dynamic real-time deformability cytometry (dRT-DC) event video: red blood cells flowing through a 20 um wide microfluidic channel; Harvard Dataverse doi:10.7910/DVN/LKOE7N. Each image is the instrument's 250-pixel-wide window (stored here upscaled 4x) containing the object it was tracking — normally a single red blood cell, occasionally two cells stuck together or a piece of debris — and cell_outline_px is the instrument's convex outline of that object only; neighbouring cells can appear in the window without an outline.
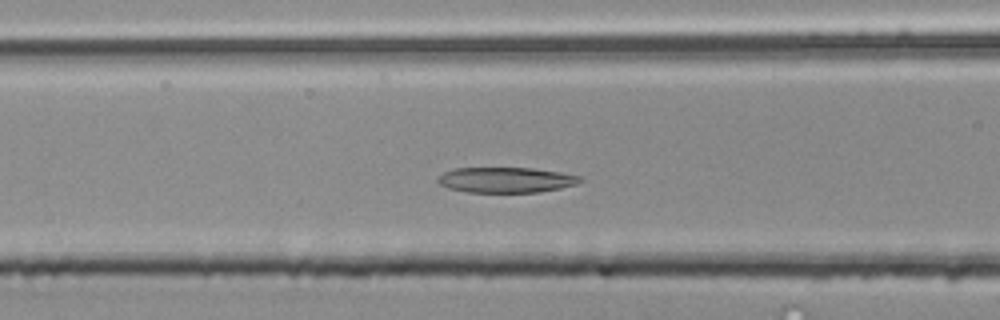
{"species": "common noctule bat (a hibernating species)", "species_latin": "Nyctalus noctula", "temperature_condition": "room temperature", "stored_images_in_passage": 47, "camera_frame_rate_fps": 3000, "um_per_image_px": 0.085, "animal": {"sex": "male", "body_mass_g": 20.4}, "frame": {"image": 1, "passage_image": 15, "time_ms": 4.667, "image_size_px": [1000, 320], "cell_outline_px": [[584, 180], [576, 184], [560, 188], [540, 192], [468, 192], [448, 188], [440, 184], [436, 180], [436, 176], [444, 172], [456, 168], [532, 168], [560, 172], [580, 176]], "centroid_in_image_um": [42.99, 15.29], "position_along_channel_um": 123.6, "area_um2": 21.1}}
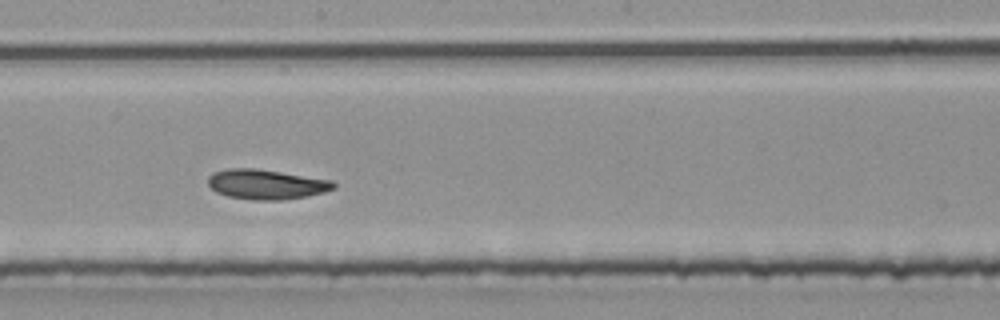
{"frame": {"image": 2, "passage_image": 23, "time_ms": 7.333, "image_size_px": [1000, 320], "cell_outline_px": [[336, 188], [324, 192], [284, 200], [252, 200], [228, 196], [216, 192], [208, 184], [208, 176], [212, 172], [228, 168], [256, 168], [332, 180], [336, 184]], "centroid_in_image_um": [22.61, 15.66], "position_along_channel_um": 225.6, "area_um2": 21.91}}
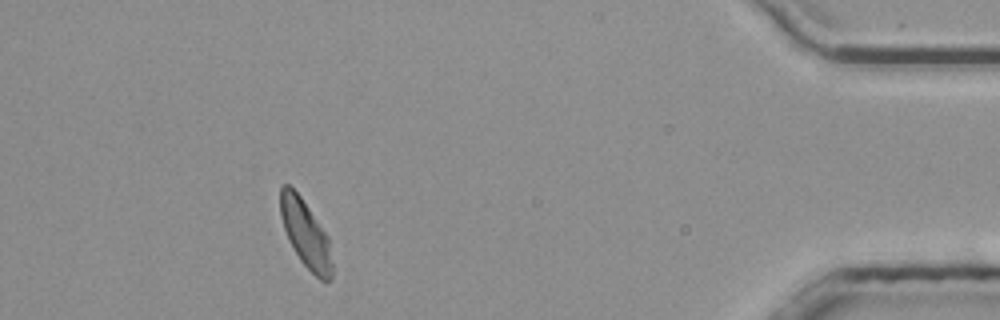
{"frame": {"image": 3, "passage_image": 42, "time_ms": 13.667, "image_size_px": [1000, 320], "cell_outline_px": [[332, 280], [320, 280], [300, 260], [288, 240], [280, 216], [280, 188], [284, 184], [288, 184], [300, 196], [328, 236], [332, 264]], "centroid_in_image_um": [25.96, 19.88], "position_along_channel_um": 409.2, "area_um2": 20.06}, "authors_computed_cell_mechanics": {"area_um2": 21.4438, "velocity_mm_per_s": 3.8203, "shape_relaxation_time_tau1_ms": null, "shape_relaxation_time_tau2_ms": 3.4008, "deformation_change_tau1": null, "deformation_change_tau2": 0.0919}}